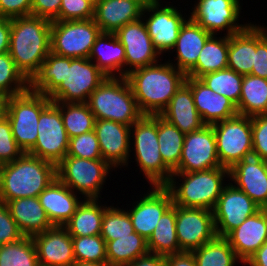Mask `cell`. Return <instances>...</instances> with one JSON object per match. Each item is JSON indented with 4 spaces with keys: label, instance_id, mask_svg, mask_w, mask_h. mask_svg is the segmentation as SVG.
Segmentation results:
<instances>
[{
    "label": "cell",
    "instance_id": "cell-43",
    "mask_svg": "<svg viewBox=\"0 0 267 266\" xmlns=\"http://www.w3.org/2000/svg\"><path fill=\"white\" fill-rule=\"evenodd\" d=\"M133 232L134 227L126 209L112 205L105 209L100 233L105 242L128 236Z\"/></svg>",
    "mask_w": 267,
    "mask_h": 266
},
{
    "label": "cell",
    "instance_id": "cell-27",
    "mask_svg": "<svg viewBox=\"0 0 267 266\" xmlns=\"http://www.w3.org/2000/svg\"><path fill=\"white\" fill-rule=\"evenodd\" d=\"M211 35L189 17L181 27L172 50H176L175 64L170 60L168 62L186 74L197 63L199 54Z\"/></svg>",
    "mask_w": 267,
    "mask_h": 266
},
{
    "label": "cell",
    "instance_id": "cell-49",
    "mask_svg": "<svg viewBox=\"0 0 267 266\" xmlns=\"http://www.w3.org/2000/svg\"><path fill=\"white\" fill-rule=\"evenodd\" d=\"M252 75L267 79V27L256 24V52Z\"/></svg>",
    "mask_w": 267,
    "mask_h": 266
},
{
    "label": "cell",
    "instance_id": "cell-28",
    "mask_svg": "<svg viewBox=\"0 0 267 266\" xmlns=\"http://www.w3.org/2000/svg\"><path fill=\"white\" fill-rule=\"evenodd\" d=\"M160 115L184 134L199 130L206 125L197 112L191 88L185 82Z\"/></svg>",
    "mask_w": 267,
    "mask_h": 266
},
{
    "label": "cell",
    "instance_id": "cell-50",
    "mask_svg": "<svg viewBox=\"0 0 267 266\" xmlns=\"http://www.w3.org/2000/svg\"><path fill=\"white\" fill-rule=\"evenodd\" d=\"M23 237L24 235L11 217L6 203L0 201V245L18 241Z\"/></svg>",
    "mask_w": 267,
    "mask_h": 266
},
{
    "label": "cell",
    "instance_id": "cell-37",
    "mask_svg": "<svg viewBox=\"0 0 267 266\" xmlns=\"http://www.w3.org/2000/svg\"><path fill=\"white\" fill-rule=\"evenodd\" d=\"M185 135L176 126L157 114L159 151L164 163L172 171L179 165Z\"/></svg>",
    "mask_w": 267,
    "mask_h": 266
},
{
    "label": "cell",
    "instance_id": "cell-18",
    "mask_svg": "<svg viewBox=\"0 0 267 266\" xmlns=\"http://www.w3.org/2000/svg\"><path fill=\"white\" fill-rule=\"evenodd\" d=\"M115 35L125 48V77L135 69L156 64L162 59L142 17L121 27Z\"/></svg>",
    "mask_w": 267,
    "mask_h": 266
},
{
    "label": "cell",
    "instance_id": "cell-8",
    "mask_svg": "<svg viewBox=\"0 0 267 266\" xmlns=\"http://www.w3.org/2000/svg\"><path fill=\"white\" fill-rule=\"evenodd\" d=\"M51 102L48 96L30 88L5 99L4 115L8 118L13 137L24 153L36 144L41 111Z\"/></svg>",
    "mask_w": 267,
    "mask_h": 266
},
{
    "label": "cell",
    "instance_id": "cell-53",
    "mask_svg": "<svg viewBox=\"0 0 267 266\" xmlns=\"http://www.w3.org/2000/svg\"><path fill=\"white\" fill-rule=\"evenodd\" d=\"M166 266H197L192 252H181L165 256Z\"/></svg>",
    "mask_w": 267,
    "mask_h": 266
},
{
    "label": "cell",
    "instance_id": "cell-16",
    "mask_svg": "<svg viewBox=\"0 0 267 266\" xmlns=\"http://www.w3.org/2000/svg\"><path fill=\"white\" fill-rule=\"evenodd\" d=\"M259 210L260 206L229 181L212 210L217 236L226 237Z\"/></svg>",
    "mask_w": 267,
    "mask_h": 266
},
{
    "label": "cell",
    "instance_id": "cell-34",
    "mask_svg": "<svg viewBox=\"0 0 267 266\" xmlns=\"http://www.w3.org/2000/svg\"><path fill=\"white\" fill-rule=\"evenodd\" d=\"M149 253L167 256L181 253L176 234V205H172L159 219L147 240Z\"/></svg>",
    "mask_w": 267,
    "mask_h": 266
},
{
    "label": "cell",
    "instance_id": "cell-36",
    "mask_svg": "<svg viewBox=\"0 0 267 266\" xmlns=\"http://www.w3.org/2000/svg\"><path fill=\"white\" fill-rule=\"evenodd\" d=\"M149 253L147 240L136 232L106 242L107 263L124 266Z\"/></svg>",
    "mask_w": 267,
    "mask_h": 266
},
{
    "label": "cell",
    "instance_id": "cell-21",
    "mask_svg": "<svg viewBox=\"0 0 267 266\" xmlns=\"http://www.w3.org/2000/svg\"><path fill=\"white\" fill-rule=\"evenodd\" d=\"M42 266H73L74 250L72 236L64 227L54 226L51 229L31 237Z\"/></svg>",
    "mask_w": 267,
    "mask_h": 266
},
{
    "label": "cell",
    "instance_id": "cell-58",
    "mask_svg": "<svg viewBox=\"0 0 267 266\" xmlns=\"http://www.w3.org/2000/svg\"><path fill=\"white\" fill-rule=\"evenodd\" d=\"M137 3L143 10L149 6L154 0H130Z\"/></svg>",
    "mask_w": 267,
    "mask_h": 266
},
{
    "label": "cell",
    "instance_id": "cell-23",
    "mask_svg": "<svg viewBox=\"0 0 267 266\" xmlns=\"http://www.w3.org/2000/svg\"><path fill=\"white\" fill-rule=\"evenodd\" d=\"M229 180L246 193L258 206L267 203V172L264 160L251 156L229 169Z\"/></svg>",
    "mask_w": 267,
    "mask_h": 266
},
{
    "label": "cell",
    "instance_id": "cell-10",
    "mask_svg": "<svg viewBox=\"0 0 267 266\" xmlns=\"http://www.w3.org/2000/svg\"><path fill=\"white\" fill-rule=\"evenodd\" d=\"M212 126L221 166L229 169L235 163L253 156L251 117L238 114Z\"/></svg>",
    "mask_w": 267,
    "mask_h": 266
},
{
    "label": "cell",
    "instance_id": "cell-35",
    "mask_svg": "<svg viewBox=\"0 0 267 266\" xmlns=\"http://www.w3.org/2000/svg\"><path fill=\"white\" fill-rule=\"evenodd\" d=\"M236 107L238 114L243 116L267 114V79L243 75L241 96Z\"/></svg>",
    "mask_w": 267,
    "mask_h": 266
},
{
    "label": "cell",
    "instance_id": "cell-56",
    "mask_svg": "<svg viewBox=\"0 0 267 266\" xmlns=\"http://www.w3.org/2000/svg\"><path fill=\"white\" fill-rule=\"evenodd\" d=\"M244 265L267 266V241L246 261Z\"/></svg>",
    "mask_w": 267,
    "mask_h": 266
},
{
    "label": "cell",
    "instance_id": "cell-62",
    "mask_svg": "<svg viewBox=\"0 0 267 266\" xmlns=\"http://www.w3.org/2000/svg\"><path fill=\"white\" fill-rule=\"evenodd\" d=\"M264 165H265L266 172H267V159L264 160Z\"/></svg>",
    "mask_w": 267,
    "mask_h": 266
},
{
    "label": "cell",
    "instance_id": "cell-22",
    "mask_svg": "<svg viewBox=\"0 0 267 266\" xmlns=\"http://www.w3.org/2000/svg\"><path fill=\"white\" fill-rule=\"evenodd\" d=\"M185 83L191 88L197 112L206 125L238 115L237 107L231 100L215 93L198 78L186 76Z\"/></svg>",
    "mask_w": 267,
    "mask_h": 266
},
{
    "label": "cell",
    "instance_id": "cell-20",
    "mask_svg": "<svg viewBox=\"0 0 267 266\" xmlns=\"http://www.w3.org/2000/svg\"><path fill=\"white\" fill-rule=\"evenodd\" d=\"M101 155L114 170L128 167L130 157L131 126L112 120L96 119L94 125ZM130 157V158H129Z\"/></svg>",
    "mask_w": 267,
    "mask_h": 266
},
{
    "label": "cell",
    "instance_id": "cell-30",
    "mask_svg": "<svg viewBox=\"0 0 267 266\" xmlns=\"http://www.w3.org/2000/svg\"><path fill=\"white\" fill-rule=\"evenodd\" d=\"M6 205L24 236L33 237L54 227L38 197L19 198Z\"/></svg>",
    "mask_w": 267,
    "mask_h": 266
},
{
    "label": "cell",
    "instance_id": "cell-3",
    "mask_svg": "<svg viewBox=\"0 0 267 266\" xmlns=\"http://www.w3.org/2000/svg\"><path fill=\"white\" fill-rule=\"evenodd\" d=\"M51 21L28 15L11 19L9 54L30 82L51 52Z\"/></svg>",
    "mask_w": 267,
    "mask_h": 266
},
{
    "label": "cell",
    "instance_id": "cell-14",
    "mask_svg": "<svg viewBox=\"0 0 267 266\" xmlns=\"http://www.w3.org/2000/svg\"><path fill=\"white\" fill-rule=\"evenodd\" d=\"M240 4V0H197L188 16L213 35L226 30L224 35L230 36L244 30L250 24L238 23L241 17Z\"/></svg>",
    "mask_w": 267,
    "mask_h": 266
},
{
    "label": "cell",
    "instance_id": "cell-19",
    "mask_svg": "<svg viewBox=\"0 0 267 266\" xmlns=\"http://www.w3.org/2000/svg\"><path fill=\"white\" fill-rule=\"evenodd\" d=\"M139 201L126 210L131 218L134 231L148 240L161 216L173 205L171 193L165 186H151Z\"/></svg>",
    "mask_w": 267,
    "mask_h": 266
},
{
    "label": "cell",
    "instance_id": "cell-52",
    "mask_svg": "<svg viewBox=\"0 0 267 266\" xmlns=\"http://www.w3.org/2000/svg\"><path fill=\"white\" fill-rule=\"evenodd\" d=\"M62 0H32L31 15L55 21L59 16Z\"/></svg>",
    "mask_w": 267,
    "mask_h": 266
},
{
    "label": "cell",
    "instance_id": "cell-61",
    "mask_svg": "<svg viewBox=\"0 0 267 266\" xmlns=\"http://www.w3.org/2000/svg\"><path fill=\"white\" fill-rule=\"evenodd\" d=\"M87 1H89V2L95 7L96 2H97L98 0H87Z\"/></svg>",
    "mask_w": 267,
    "mask_h": 266
},
{
    "label": "cell",
    "instance_id": "cell-48",
    "mask_svg": "<svg viewBox=\"0 0 267 266\" xmlns=\"http://www.w3.org/2000/svg\"><path fill=\"white\" fill-rule=\"evenodd\" d=\"M253 156L267 159V114L251 117Z\"/></svg>",
    "mask_w": 267,
    "mask_h": 266
},
{
    "label": "cell",
    "instance_id": "cell-45",
    "mask_svg": "<svg viewBox=\"0 0 267 266\" xmlns=\"http://www.w3.org/2000/svg\"><path fill=\"white\" fill-rule=\"evenodd\" d=\"M66 156L85 159H103L95 131L69 138Z\"/></svg>",
    "mask_w": 267,
    "mask_h": 266
},
{
    "label": "cell",
    "instance_id": "cell-46",
    "mask_svg": "<svg viewBox=\"0 0 267 266\" xmlns=\"http://www.w3.org/2000/svg\"><path fill=\"white\" fill-rule=\"evenodd\" d=\"M23 154L13 137L10 122L3 114L0 117V165L13 162Z\"/></svg>",
    "mask_w": 267,
    "mask_h": 266
},
{
    "label": "cell",
    "instance_id": "cell-57",
    "mask_svg": "<svg viewBox=\"0 0 267 266\" xmlns=\"http://www.w3.org/2000/svg\"><path fill=\"white\" fill-rule=\"evenodd\" d=\"M73 266H110L107 262L95 263V262H75Z\"/></svg>",
    "mask_w": 267,
    "mask_h": 266
},
{
    "label": "cell",
    "instance_id": "cell-24",
    "mask_svg": "<svg viewBox=\"0 0 267 266\" xmlns=\"http://www.w3.org/2000/svg\"><path fill=\"white\" fill-rule=\"evenodd\" d=\"M53 226L63 227L82 202L67 185L55 178L38 196ZM79 199V200H78Z\"/></svg>",
    "mask_w": 267,
    "mask_h": 266
},
{
    "label": "cell",
    "instance_id": "cell-15",
    "mask_svg": "<svg viewBox=\"0 0 267 266\" xmlns=\"http://www.w3.org/2000/svg\"><path fill=\"white\" fill-rule=\"evenodd\" d=\"M222 167L217 155L216 136L212 125L187 133L182 155L173 173H190Z\"/></svg>",
    "mask_w": 267,
    "mask_h": 266
},
{
    "label": "cell",
    "instance_id": "cell-12",
    "mask_svg": "<svg viewBox=\"0 0 267 266\" xmlns=\"http://www.w3.org/2000/svg\"><path fill=\"white\" fill-rule=\"evenodd\" d=\"M68 147L60 109L51 101L40 113L36 144L28 154L57 165L67 155Z\"/></svg>",
    "mask_w": 267,
    "mask_h": 266
},
{
    "label": "cell",
    "instance_id": "cell-13",
    "mask_svg": "<svg viewBox=\"0 0 267 266\" xmlns=\"http://www.w3.org/2000/svg\"><path fill=\"white\" fill-rule=\"evenodd\" d=\"M160 1L154 0L147 6L142 12V18L153 46L162 56L163 53L173 50L180 29L189 17L183 16L181 10H178L173 4L171 6L168 2L164 6Z\"/></svg>",
    "mask_w": 267,
    "mask_h": 266
},
{
    "label": "cell",
    "instance_id": "cell-51",
    "mask_svg": "<svg viewBox=\"0 0 267 266\" xmlns=\"http://www.w3.org/2000/svg\"><path fill=\"white\" fill-rule=\"evenodd\" d=\"M32 0H0V17L16 18L31 15Z\"/></svg>",
    "mask_w": 267,
    "mask_h": 266
},
{
    "label": "cell",
    "instance_id": "cell-4",
    "mask_svg": "<svg viewBox=\"0 0 267 266\" xmlns=\"http://www.w3.org/2000/svg\"><path fill=\"white\" fill-rule=\"evenodd\" d=\"M55 178L54 163L24 153L13 162L0 165V201L38 197Z\"/></svg>",
    "mask_w": 267,
    "mask_h": 266
},
{
    "label": "cell",
    "instance_id": "cell-41",
    "mask_svg": "<svg viewBox=\"0 0 267 266\" xmlns=\"http://www.w3.org/2000/svg\"><path fill=\"white\" fill-rule=\"evenodd\" d=\"M38 258L31 237L0 245V266H38Z\"/></svg>",
    "mask_w": 267,
    "mask_h": 266
},
{
    "label": "cell",
    "instance_id": "cell-5",
    "mask_svg": "<svg viewBox=\"0 0 267 266\" xmlns=\"http://www.w3.org/2000/svg\"><path fill=\"white\" fill-rule=\"evenodd\" d=\"M226 178L229 181V170L223 166L190 173H172L165 187L171 193L173 205L213 210L226 185ZM176 180L182 183H176Z\"/></svg>",
    "mask_w": 267,
    "mask_h": 266
},
{
    "label": "cell",
    "instance_id": "cell-31",
    "mask_svg": "<svg viewBox=\"0 0 267 266\" xmlns=\"http://www.w3.org/2000/svg\"><path fill=\"white\" fill-rule=\"evenodd\" d=\"M256 52V24L229 36L228 65L238 74H251Z\"/></svg>",
    "mask_w": 267,
    "mask_h": 266
},
{
    "label": "cell",
    "instance_id": "cell-47",
    "mask_svg": "<svg viewBox=\"0 0 267 266\" xmlns=\"http://www.w3.org/2000/svg\"><path fill=\"white\" fill-rule=\"evenodd\" d=\"M94 6L87 0H62L55 21L87 20L94 18Z\"/></svg>",
    "mask_w": 267,
    "mask_h": 266
},
{
    "label": "cell",
    "instance_id": "cell-55",
    "mask_svg": "<svg viewBox=\"0 0 267 266\" xmlns=\"http://www.w3.org/2000/svg\"><path fill=\"white\" fill-rule=\"evenodd\" d=\"M124 266H166L165 256L148 253Z\"/></svg>",
    "mask_w": 267,
    "mask_h": 266
},
{
    "label": "cell",
    "instance_id": "cell-29",
    "mask_svg": "<svg viewBox=\"0 0 267 266\" xmlns=\"http://www.w3.org/2000/svg\"><path fill=\"white\" fill-rule=\"evenodd\" d=\"M89 59L107 77H125V48L115 33H100L92 46Z\"/></svg>",
    "mask_w": 267,
    "mask_h": 266
},
{
    "label": "cell",
    "instance_id": "cell-32",
    "mask_svg": "<svg viewBox=\"0 0 267 266\" xmlns=\"http://www.w3.org/2000/svg\"><path fill=\"white\" fill-rule=\"evenodd\" d=\"M99 199H83L75 213L63 226L71 236H93L101 233L104 211Z\"/></svg>",
    "mask_w": 267,
    "mask_h": 266
},
{
    "label": "cell",
    "instance_id": "cell-11",
    "mask_svg": "<svg viewBox=\"0 0 267 266\" xmlns=\"http://www.w3.org/2000/svg\"><path fill=\"white\" fill-rule=\"evenodd\" d=\"M101 30L93 18L51 22V52L70 58H89Z\"/></svg>",
    "mask_w": 267,
    "mask_h": 266
},
{
    "label": "cell",
    "instance_id": "cell-17",
    "mask_svg": "<svg viewBox=\"0 0 267 266\" xmlns=\"http://www.w3.org/2000/svg\"><path fill=\"white\" fill-rule=\"evenodd\" d=\"M176 234L182 252H192L217 234L213 211L176 206Z\"/></svg>",
    "mask_w": 267,
    "mask_h": 266
},
{
    "label": "cell",
    "instance_id": "cell-39",
    "mask_svg": "<svg viewBox=\"0 0 267 266\" xmlns=\"http://www.w3.org/2000/svg\"><path fill=\"white\" fill-rule=\"evenodd\" d=\"M54 103L60 109L61 118L69 138L94 130L96 119L87 103Z\"/></svg>",
    "mask_w": 267,
    "mask_h": 266
},
{
    "label": "cell",
    "instance_id": "cell-26",
    "mask_svg": "<svg viewBox=\"0 0 267 266\" xmlns=\"http://www.w3.org/2000/svg\"><path fill=\"white\" fill-rule=\"evenodd\" d=\"M143 9L130 0H98L94 20L102 33H116L124 25L142 17Z\"/></svg>",
    "mask_w": 267,
    "mask_h": 266
},
{
    "label": "cell",
    "instance_id": "cell-6",
    "mask_svg": "<svg viewBox=\"0 0 267 266\" xmlns=\"http://www.w3.org/2000/svg\"><path fill=\"white\" fill-rule=\"evenodd\" d=\"M95 119L132 126L144 114L140 111L126 77H107L86 102Z\"/></svg>",
    "mask_w": 267,
    "mask_h": 266
},
{
    "label": "cell",
    "instance_id": "cell-44",
    "mask_svg": "<svg viewBox=\"0 0 267 266\" xmlns=\"http://www.w3.org/2000/svg\"><path fill=\"white\" fill-rule=\"evenodd\" d=\"M76 262H107L106 242L99 235L72 236Z\"/></svg>",
    "mask_w": 267,
    "mask_h": 266
},
{
    "label": "cell",
    "instance_id": "cell-1",
    "mask_svg": "<svg viewBox=\"0 0 267 266\" xmlns=\"http://www.w3.org/2000/svg\"><path fill=\"white\" fill-rule=\"evenodd\" d=\"M107 76L89 58H70L50 52L30 89L52 102L86 103L91 93Z\"/></svg>",
    "mask_w": 267,
    "mask_h": 266
},
{
    "label": "cell",
    "instance_id": "cell-42",
    "mask_svg": "<svg viewBox=\"0 0 267 266\" xmlns=\"http://www.w3.org/2000/svg\"><path fill=\"white\" fill-rule=\"evenodd\" d=\"M30 88V82L17 69L9 52L0 55V94L5 98L21 94Z\"/></svg>",
    "mask_w": 267,
    "mask_h": 266
},
{
    "label": "cell",
    "instance_id": "cell-2",
    "mask_svg": "<svg viewBox=\"0 0 267 266\" xmlns=\"http://www.w3.org/2000/svg\"><path fill=\"white\" fill-rule=\"evenodd\" d=\"M138 68L126 75L140 111L160 114L186 80V74L168 61ZM159 63V64H158Z\"/></svg>",
    "mask_w": 267,
    "mask_h": 266
},
{
    "label": "cell",
    "instance_id": "cell-54",
    "mask_svg": "<svg viewBox=\"0 0 267 266\" xmlns=\"http://www.w3.org/2000/svg\"><path fill=\"white\" fill-rule=\"evenodd\" d=\"M11 19L0 17V55L9 52Z\"/></svg>",
    "mask_w": 267,
    "mask_h": 266
},
{
    "label": "cell",
    "instance_id": "cell-59",
    "mask_svg": "<svg viewBox=\"0 0 267 266\" xmlns=\"http://www.w3.org/2000/svg\"><path fill=\"white\" fill-rule=\"evenodd\" d=\"M5 99L6 98L0 94V117L4 114Z\"/></svg>",
    "mask_w": 267,
    "mask_h": 266
},
{
    "label": "cell",
    "instance_id": "cell-25",
    "mask_svg": "<svg viewBox=\"0 0 267 266\" xmlns=\"http://www.w3.org/2000/svg\"><path fill=\"white\" fill-rule=\"evenodd\" d=\"M238 258L246 261L267 241V221L261 210L246 218L226 237Z\"/></svg>",
    "mask_w": 267,
    "mask_h": 266
},
{
    "label": "cell",
    "instance_id": "cell-60",
    "mask_svg": "<svg viewBox=\"0 0 267 266\" xmlns=\"http://www.w3.org/2000/svg\"><path fill=\"white\" fill-rule=\"evenodd\" d=\"M260 210H261V212L263 213V215L265 216L266 221H267V203L264 204L263 206H261V207H260Z\"/></svg>",
    "mask_w": 267,
    "mask_h": 266
},
{
    "label": "cell",
    "instance_id": "cell-40",
    "mask_svg": "<svg viewBox=\"0 0 267 266\" xmlns=\"http://www.w3.org/2000/svg\"><path fill=\"white\" fill-rule=\"evenodd\" d=\"M198 79L215 93L224 95L236 106L238 105L241 96L243 75L236 73L232 69L225 68L206 73Z\"/></svg>",
    "mask_w": 267,
    "mask_h": 266
},
{
    "label": "cell",
    "instance_id": "cell-33",
    "mask_svg": "<svg viewBox=\"0 0 267 266\" xmlns=\"http://www.w3.org/2000/svg\"><path fill=\"white\" fill-rule=\"evenodd\" d=\"M211 35L202 48L197 63L186 73V76L199 78L202 75L227 68L229 36Z\"/></svg>",
    "mask_w": 267,
    "mask_h": 266
},
{
    "label": "cell",
    "instance_id": "cell-7",
    "mask_svg": "<svg viewBox=\"0 0 267 266\" xmlns=\"http://www.w3.org/2000/svg\"><path fill=\"white\" fill-rule=\"evenodd\" d=\"M130 152L150 186H165L173 171L164 163L157 136V114L143 115L131 126ZM133 145V146H132ZM134 148V149H133Z\"/></svg>",
    "mask_w": 267,
    "mask_h": 266
},
{
    "label": "cell",
    "instance_id": "cell-38",
    "mask_svg": "<svg viewBox=\"0 0 267 266\" xmlns=\"http://www.w3.org/2000/svg\"><path fill=\"white\" fill-rule=\"evenodd\" d=\"M197 266H234L242 263L225 237L213 240L192 251Z\"/></svg>",
    "mask_w": 267,
    "mask_h": 266
},
{
    "label": "cell",
    "instance_id": "cell-9",
    "mask_svg": "<svg viewBox=\"0 0 267 266\" xmlns=\"http://www.w3.org/2000/svg\"><path fill=\"white\" fill-rule=\"evenodd\" d=\"M112 167L103 159L65 156L56 165L57 178L83 199L101 198V190Z\"/></svg>",
    "mask_w": 267,
    "mask_h": 266
}]
</instances>
